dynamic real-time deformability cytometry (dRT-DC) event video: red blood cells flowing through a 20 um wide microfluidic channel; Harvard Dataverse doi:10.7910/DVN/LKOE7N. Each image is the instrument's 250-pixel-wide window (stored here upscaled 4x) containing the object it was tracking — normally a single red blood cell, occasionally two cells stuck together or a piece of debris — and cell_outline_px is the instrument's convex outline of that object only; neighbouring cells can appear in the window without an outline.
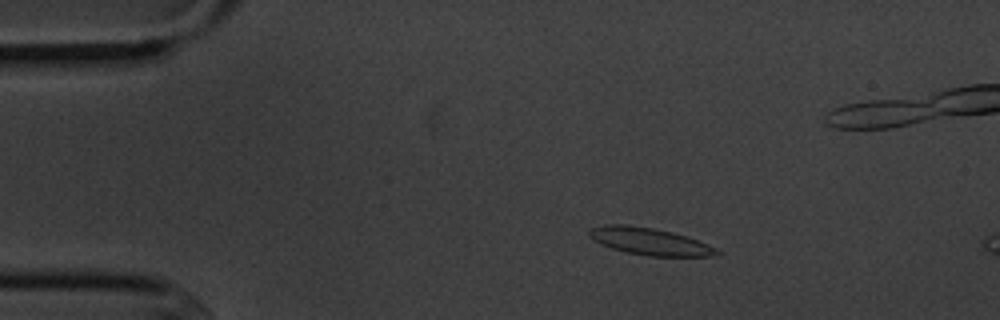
{"species": "common noctule bat (a hibernating species)", "species_latin": "Nyctalus noctula", "temperature_condition": "cold", "stored_images_in_passage": 5, "camera_frame_rate_fps": 3000, "um_per_image_px": 0.085, "animal": {"sex": "male", "body_mass_g": 20.1, "forearm_length_mm": 53.5}, "frame": {"image": 1, "passage_image": 3, "time_ms": 3.0, "image_size_px": [1000, 320], "cell_outline_px": [[724, 252], [712, 256], [648, 256], [628, 252], [612, 248], [600, 244], [592, 240], [588, 236], [588, 228], [604, 224], [624, 224], [656, 228], [688, 236], [708, 244]], "centroid_in_image_um": [55.2, 20.5], "position_along_channel_um": 29.8, "area_um2": 20.46}}